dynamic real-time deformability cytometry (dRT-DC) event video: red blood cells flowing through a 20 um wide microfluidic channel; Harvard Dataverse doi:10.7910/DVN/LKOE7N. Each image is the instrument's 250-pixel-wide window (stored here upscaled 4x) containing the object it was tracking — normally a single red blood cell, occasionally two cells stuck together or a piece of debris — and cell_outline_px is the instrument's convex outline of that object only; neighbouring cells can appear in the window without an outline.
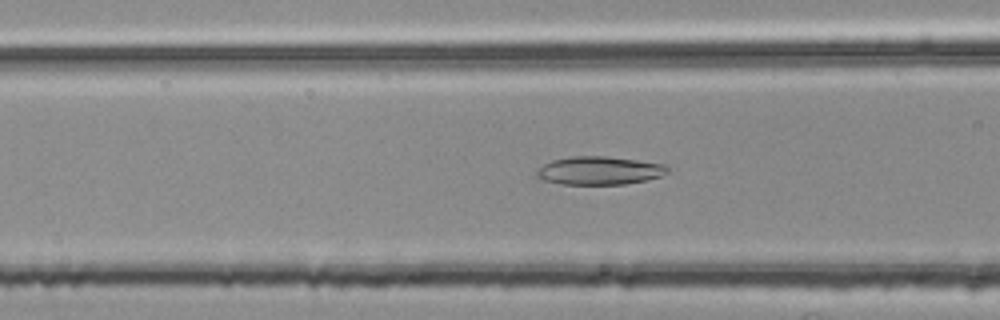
{"species": "common noctule bat (a hibernating species)", "species_latin": "Nyctalus noctula", "temperature_condition": "room temperature", "stored_images_in_passage": 30, "camera_frame_rate_fps": 3000, "um_per_image_px": 0.085, "animal": {"sex": "female", "body_mass_g": 25.1}, "frame": {"image": 1, "passage_image": 7, "time_ms": 2.0, "image_size_px": [1000, 320], "cell_outline_px": [[668, 172], [660, 176], [648, 180], [624, 184], [564, 184], [544, 180], [536, 176], [536, 172], [544, 164], [552, 160], [572, 156], [608, 156], [664, 164], [668, 168]], "centroid_in_image_um": [50.96, 14.49], "position_along_channel_um": 115.6, "area_um2": 21.39}}
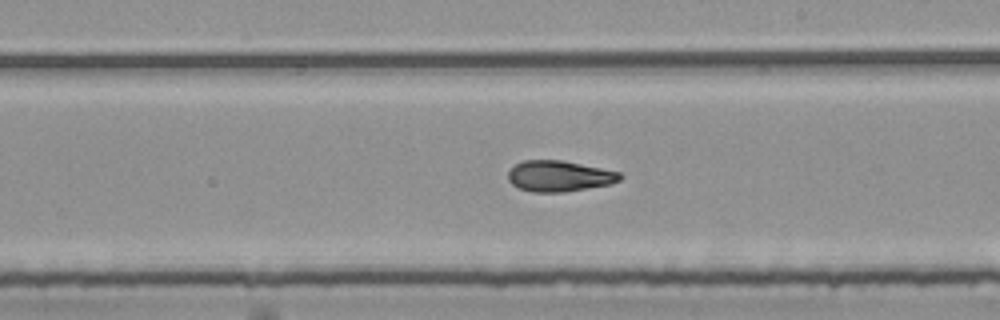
{"frame": {"image": 2, "passage_image": 17, "time_ms": 5.333, "image_size_px": [1000, 320], "cell_outline_px": [[624, 176], [620, 180], [612, 184], [564, 192], [532, 192], [520, 188], [512, 184], [508, 180], [508, 172], [516, 164], [524, 160], [560, 160], [620, 172]], "centroid_in_image_um": [47.55, 14.97], "position_along_channel_um": 241.5, "area_um2": 20.06}}
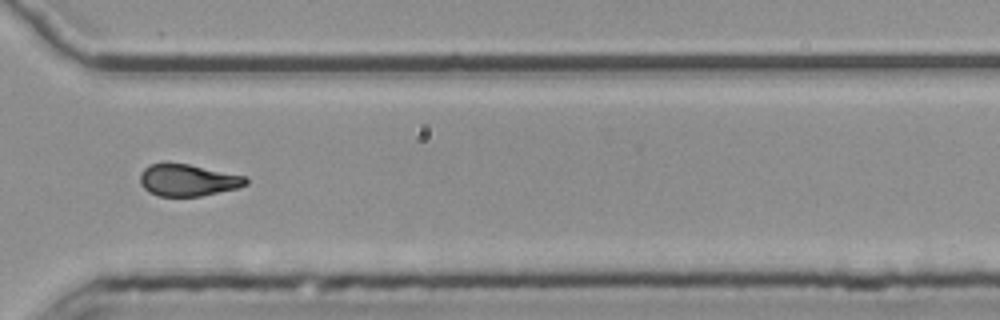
{"frame": {"image": 3, "passage_image": 26, "time_ms": 8.333, "image_size_px": [1000, 320], "cell_outline_px": [[248, 184], [240, 188], [200, 196], [160, 196], [148, 192], [140, 184], [140, 172], [148, 164], [164, 160], [188, 164], [244, 176], [248, 180]], "centroid_in_image_um": [15.91, 15.28], "position_along_channel_um": 354.7, "area_um2": 20.11}}